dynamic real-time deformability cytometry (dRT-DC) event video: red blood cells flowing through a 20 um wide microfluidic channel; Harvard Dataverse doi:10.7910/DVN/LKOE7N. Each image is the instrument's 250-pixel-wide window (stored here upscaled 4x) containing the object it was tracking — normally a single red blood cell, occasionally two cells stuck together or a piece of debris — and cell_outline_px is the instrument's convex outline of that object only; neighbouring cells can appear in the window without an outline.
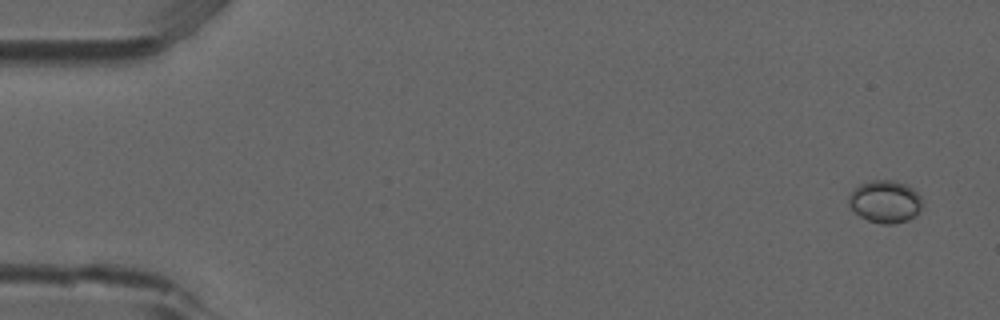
{"species": "common noctule bat (a hibernating species)", "species_latin": "Nyctalus noctula", "temperature_condition": "room temperature", "stored_images_in_passage": 6, "camera_frame_rate_fps": 3000, "um_per_image_px": 0.085, "animal": {"sex": "male", "forearm_length_mm": 52.5}, "frame": {"image": 1, "passage_image": 1, "time_ms": 0.0, "image_size_px": [1000, 320], "cell_outline_px": [[924, 208], [920, 212], [908, 220], [892, 224], [880, 224], [868, 220], [860, 216], [848, 204], [848, 196], [860, 184], [872, 180], [892, 180], [904, 184], [912, 188], [920, 196]], "centroid_in_image_um": [75.26, 17.15], "position_along_channel_um": 9.7, "area_um2": 18.21}}
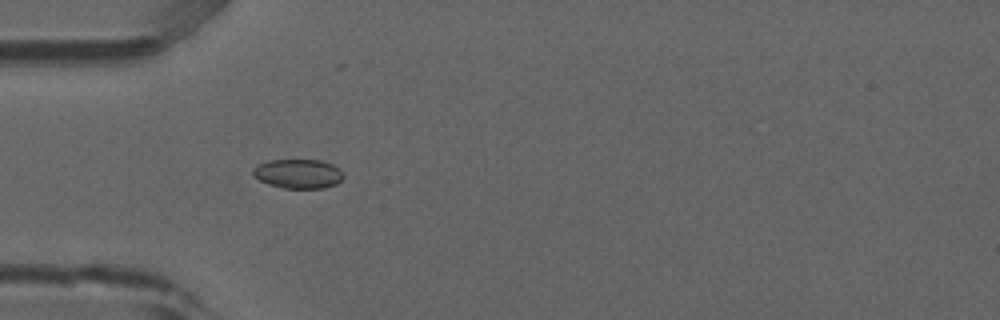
{"frame": {"image": 2, "passage_image": 5, "time_ms": 1.333, "image_size_px": [1000, 320], "cell_outline_px": [[344, 176], [336, 184], [324, 188], [284, 188], [268, 184], [252, 176], [252, 168], [268, 160], [320, 160], [332, 164], [340, 168]], "centroid_in_image_um": [25.34, 14.76], "position_along_channel_um": 59.7, "area_um2": 15.49}}
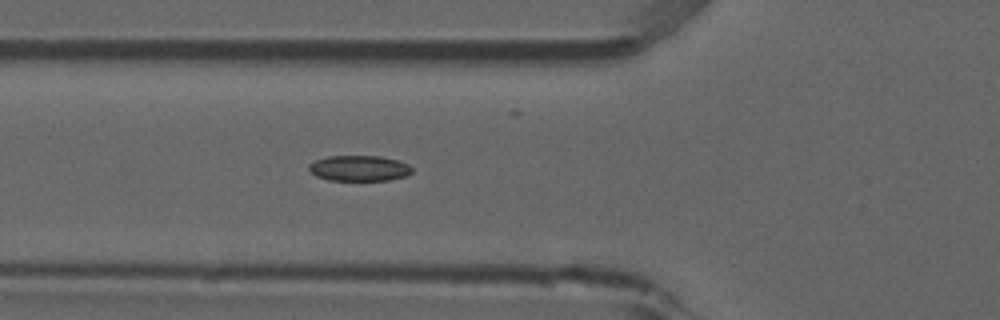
{"frame": {"image": 3, "passage_image": 6, "time_ms": 1.667, "image_size_px": [1000, 320], "cell_outline_px": [[412, 172], [404, 176], [388, 180], [328, 180], [316, 176], [308, 168], [308, 164], [316, 160], [328, 156], [380, 156], [396, 160], [408, 164], [412, 168]], "centroid_in_image_um": [30.51, 14.3], "position_along_channel_um": 95.3, "area_um2": 15.26}}